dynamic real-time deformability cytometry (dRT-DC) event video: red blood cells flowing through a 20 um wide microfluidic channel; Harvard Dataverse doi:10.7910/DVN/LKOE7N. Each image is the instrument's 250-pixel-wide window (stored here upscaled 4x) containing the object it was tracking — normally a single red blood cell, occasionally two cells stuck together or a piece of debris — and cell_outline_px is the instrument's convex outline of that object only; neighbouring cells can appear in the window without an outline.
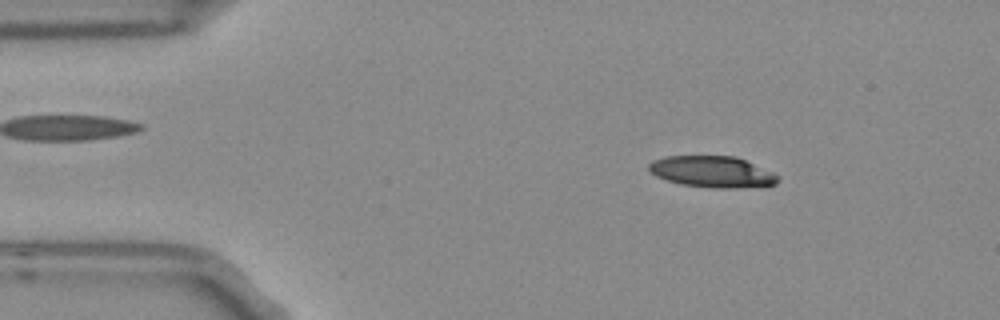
{"species": "Egyptian fruit bat (a non-hibernating species)", "species_latin": "Rousettus aegyptiacus", "temperature_condition": "room temperature", "stored_images_in_passage": 4, "camera_frame_rate_fps": 3000, "um_per_image_px": 0.085, "frame": {"image": 1, "passage_image": 2, "time_ms": 0.333, "image_size_px": [1000, 320], "cell_outline_px": [[780, 176], [776, 184], [736, 188], [712, 188], [680, 184], [656, 176], [648, 168], [648, 164], [652, 160], [664, 156], [736, 156], [772, 172]], "centroid_in_image_um": [60.52, 14.59], "position_along_channel_um": 24.5, "area_um2": 23.47}}
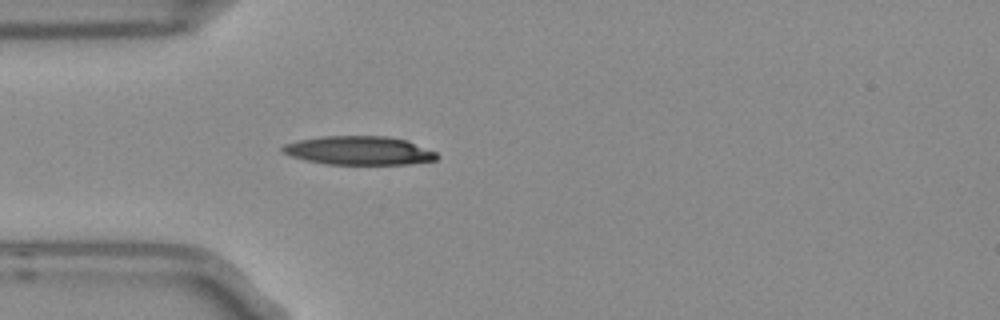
{"frame": {"image": 2, "passage_image": 4, "time_ms": 1.0, "image_size_px": [1000, 320], "cell_outline_px": [[440, 156], [436, 160], [408, 164], [324, 164], [304, 160], [292, 156], [284, 152], [280, 148], [284, 144], [300, 140], [324, 136], [384, 136], [404, 140], [436, 152]], "centroid_in_image_um": [30.5, 12.8], "position_along_channel_um": 54.5, "area_um2": 25.55}}